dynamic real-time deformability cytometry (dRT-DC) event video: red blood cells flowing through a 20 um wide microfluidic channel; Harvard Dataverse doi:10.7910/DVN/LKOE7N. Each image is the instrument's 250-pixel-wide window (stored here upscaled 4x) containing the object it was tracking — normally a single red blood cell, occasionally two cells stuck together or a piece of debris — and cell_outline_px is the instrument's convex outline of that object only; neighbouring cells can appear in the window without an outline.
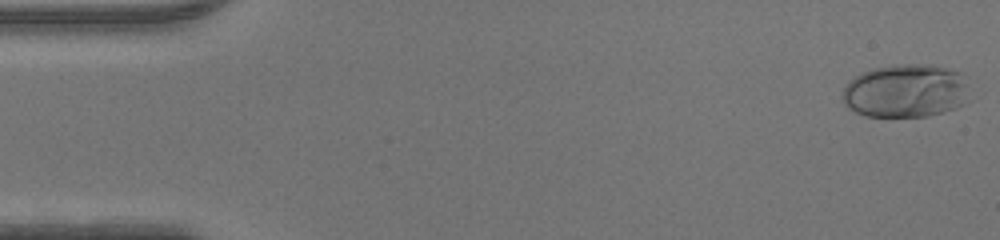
{"species": "human", "species_latin": "Homo sapiens", "temperature_condition": "warm", "stored_images_in_passage": 47, "camera_frame_rate_fps": 3000, "um_per_image_px": 0.085, "donor": {"sex": "male"}, "frame": {"image": 1, "passage_image": 1, "time_ms": 0.0, "image_size_px": [1000, 240], "cell_outline_px": [[964, 104], [956, 108], [944, 112], [928, 116], [864, 116], [848, 108], [844, 104], [844, 88], [856, 76], [864, 72], [876, 68], [892, 64], [928, 64], [960, 72], [964, 84]], "centroid_in_image_um": [76.94, 7.73], "position_along_channel_um": 8.1, "area_um2": 38.78}}
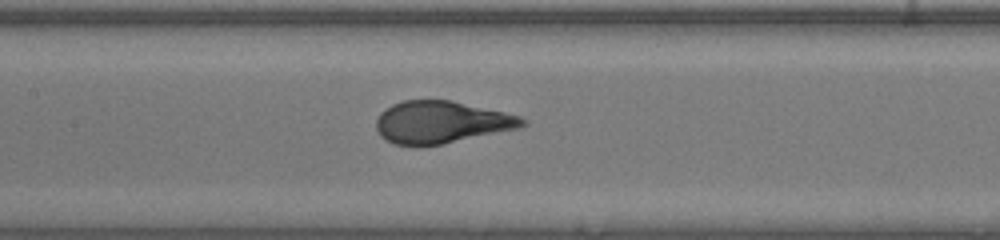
{"frame": {"image": 2, "passage_image": 22, "time_ms": 7.0, "image_size_px": [1000, 240], "cell_outline_px": [[528, 124], [520, 128], [440, 144], [396, 144], [384, 140], [380, 136], [376, 128], [376, 120], [380, 112], [384, 108], [400, 100], [448, 100], [504, 112], [520, 116], [528, 120]], "centroid_in_image_um": [37.5, 10.37], "position_along_channel_um": 169.9, "area_um2": 35.66}}
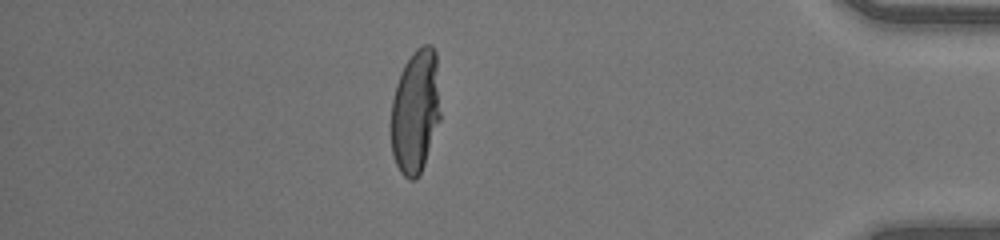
{"frame": {"image": 3, "passage_image": 41, "time_ms": 13.333, "image_size_px": [1000, 240], "cell_outline_px": [[440, 120], [424, 164], [416, 180], [408, 180], [400, 172], [396, 164], [392, 152], [388, 124], [392, 100], [396, 84], [400, 72], [404, 64], [412, 52], [416, 48], [424, 44], [432, 44], [436, 52], [440, 112]], "centroid_in_image_um": [35.27, 9.47], "position_along_channel_um": 399.9, "area_um2": 36.47}}